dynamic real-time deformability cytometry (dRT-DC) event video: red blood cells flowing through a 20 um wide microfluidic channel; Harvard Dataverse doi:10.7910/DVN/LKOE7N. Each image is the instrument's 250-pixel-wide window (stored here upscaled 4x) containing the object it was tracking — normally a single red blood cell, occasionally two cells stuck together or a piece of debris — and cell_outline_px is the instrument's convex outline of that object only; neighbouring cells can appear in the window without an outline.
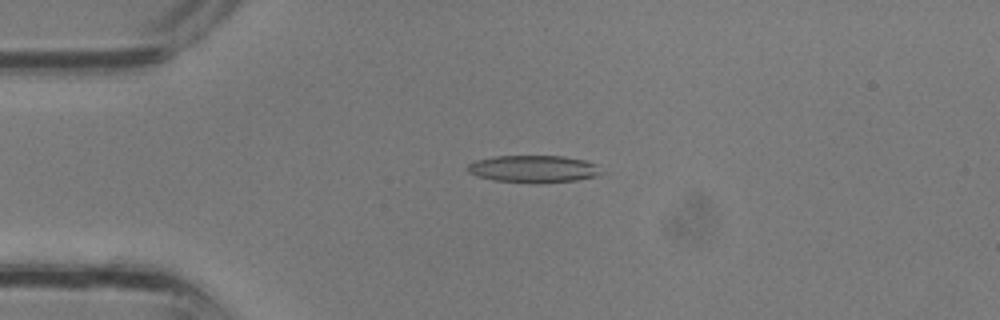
{"species": "common noctule bat (a hibernating species)", "species_latin": "Nyctalus noctula", "temperature_condition": "room temperature", "stored_images_in_passage": 34, "camera_frame_rate_fps": 3000, "um_per_image_px": 0.085, "animal": {"sex": "male", "body_mass_g": 13.3}, "frame": {"image": 1, "passage_image": 8, "time_ms": 2.333, "image_size_px": [1000, 320], "cell_outline_px": [[608, 172], [600, 176], [576, 180], [536, 184], [532, 184], [492, 180], [476, 176], [468, 172], [464, 168], [468, 164], [476, 160], [492, 156], [564, 156], [584, 160], [596, 164]], "centroid_in_image_um": [45.39, 14.37], "position_along_channel_um": 39.6, "area_um2": 21.96}}
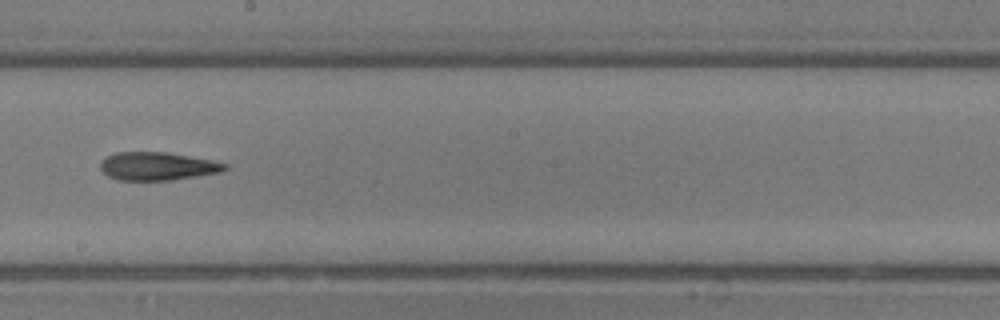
{"frame": {"image": 2, "passage_image": 19, "time_ms": 6.0, "image_size_px": [1000, 320], "cell_outline_px": [[228, 168], [220, 172], [172, 180], [116, 180], [108, 176], [100, 168], [100, 160], [116, 152], [168, 152], [212, 160], [228, 164]], "centroid_in_image_um": [13.37, 14.12], "position_along_channel_um": 234.8, "area_um2": 20.46}}
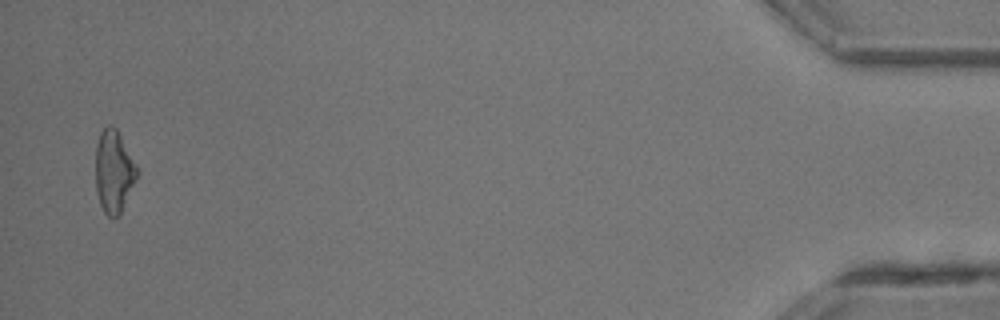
{"frame": {"image": 3, "passage_image": 33, "time_ms": 10.667, "image_size_px": [1000, 320], "cell_outline_px": [[140, 172], [120, 212], [112, 220], [104, 212], [100, 204], [96, 192], [96, 144], [100, 132], [108, 124], [116, 128], [136, 164]], "centroid_in_image_um": [9.67, 14.57], "position_along_channel_um": 425.5, "area_um2": 19.83}}